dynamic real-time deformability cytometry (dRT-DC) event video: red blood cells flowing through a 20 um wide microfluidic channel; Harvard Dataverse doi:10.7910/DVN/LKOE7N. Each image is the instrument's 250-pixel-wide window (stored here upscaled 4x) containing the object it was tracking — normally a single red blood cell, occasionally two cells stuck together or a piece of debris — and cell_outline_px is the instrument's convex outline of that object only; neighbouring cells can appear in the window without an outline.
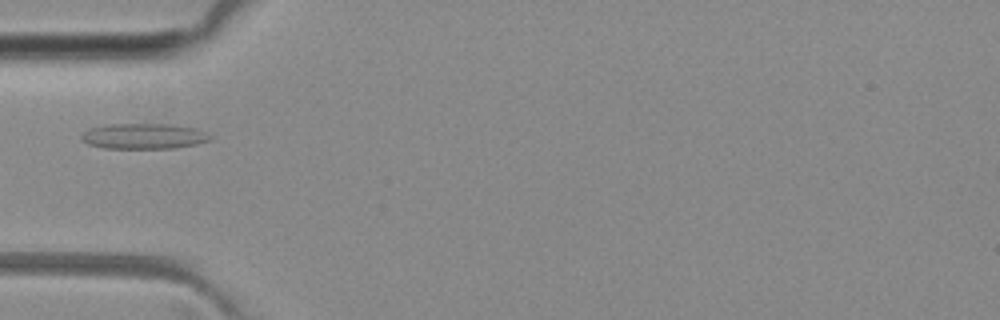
{"species": "common noctule bat (a hibernating species)", "species_latin": "Nyctalus noctula", "temperature_condition": "room temperature", "stored_images_in_passage": 3, "camera_frame_rate_fps": 3000, "um_per_image_px": 0.085, "animal": {"sex": "female", "body_mass_g": 29.2, "forearm_length_mm": 56.3}, "frame": {"image": 1, "passage_image": 2, "time_ms": 1.333, "image_size_px": [1000, 320], "cell_outline_px": [[212, 140], [196, 144], [172, 148], [104, 148], [88, 144], [80, 140], [80, 136], [88, 128], [108, 124], [172, 124], [196, 128], [212, 136]], "centroid_in_image_um": [12.2, 11.57], "position_along_channel_um": 72.8, "area_um2": 19.25}}
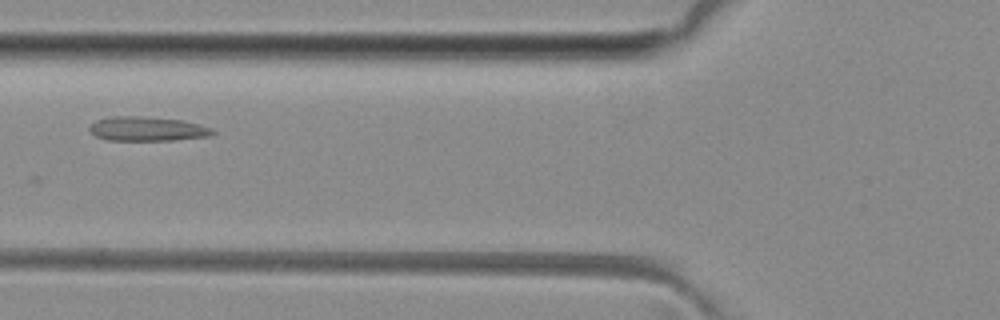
{"frame": {"image": 2, "passage_image": 3, "time_ms": 2.333, "image_size_px": [1000, 320], "cell_outline_px": [[216, 132], [212, 136], [172, 140], [104, 140], [96, 136], [88, 128], [96, 120], [108, 116], [144, 116], [180, 120], [212, 128]], "centroid_in_image_um": [12.5, 10.95], "position_along_channel_um": 113.3, "area_um2": 17.46}}